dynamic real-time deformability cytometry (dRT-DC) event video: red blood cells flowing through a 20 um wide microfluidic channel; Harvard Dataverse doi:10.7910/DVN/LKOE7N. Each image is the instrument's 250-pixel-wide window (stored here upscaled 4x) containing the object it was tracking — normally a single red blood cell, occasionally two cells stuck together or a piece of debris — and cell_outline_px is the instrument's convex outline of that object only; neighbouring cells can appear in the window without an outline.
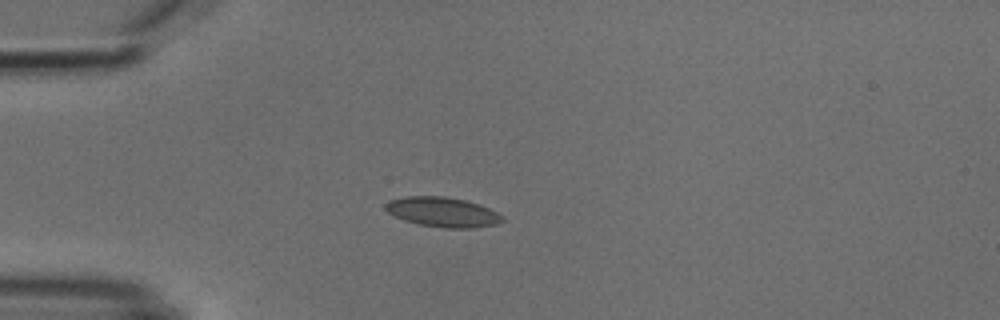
{"species": "common noctule bat (a hibernating species)", "species_latin": "Nyctalus noctula", "temperature_condition": "cold", "stored_images_in_passage": 3, "camera_frame_rate_fps": 3000, "um_per_image_px": 0.085, "animal": {"sex": "male", "body_mass_g": 18.8}, "frame": {"image": 1, "passage_image": 3, "time_ms": 3.0, "image_size_px": [1000, 320], "cell_outline_px": [[504, 220], [496, 224], [472, 228], [444, 228], [420, 224], [404, 220], [388, 212], [384, 208], [384, 204], [388, 200], [404, 196], [444, 196], [464, 200], [480, 204], [504, 216]], "centroid_in_image_um": [37.61, 18.02], "position_along_channel_um": 47.4, "area_um2": 20.29}}